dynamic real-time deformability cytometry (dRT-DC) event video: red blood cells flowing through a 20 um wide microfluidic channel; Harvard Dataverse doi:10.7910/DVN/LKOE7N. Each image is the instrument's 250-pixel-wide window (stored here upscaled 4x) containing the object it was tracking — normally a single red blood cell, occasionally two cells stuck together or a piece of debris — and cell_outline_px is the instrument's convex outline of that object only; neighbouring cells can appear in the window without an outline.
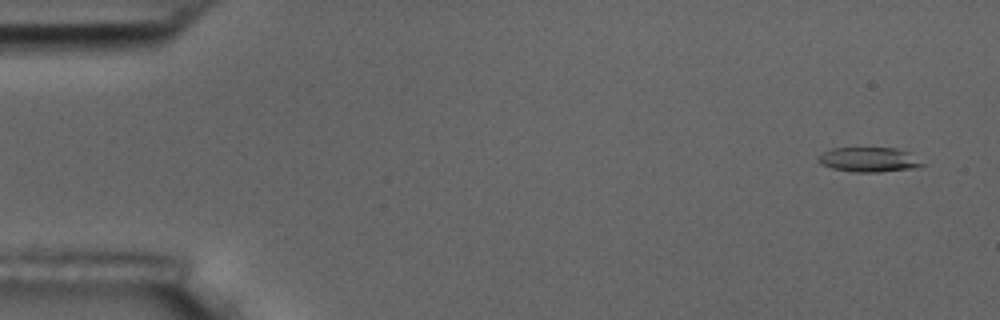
{"species": "common noctule bat (a hibernating species)", "species_latin": "Nyctalus noctula", "temperature_condition": "room temperature", "stored_images_in_passage": 8, "camera_frame_rate_fps": 3000, "um_per_image_px": 0.085, "animal": {"sex": "male", "body_mass_g": 17.5, "forearm_length_mm": 52.3}, "frame": {"image": 1, "passage_image": 1, "time_ms": 0.0, "image_size_px": [1000, 320], "cell_outline_px": [[928, 164], [912, 168], [880, 172], [856, 172], [832, 168], [820, 164], [816, 160], [816, 156], [832, 148], [896, 148], [908, 152]], "centroid_in_image_um": [73.85, 13.57], "position_along_channel_um": 11.2, "area_um2": 15.03}}
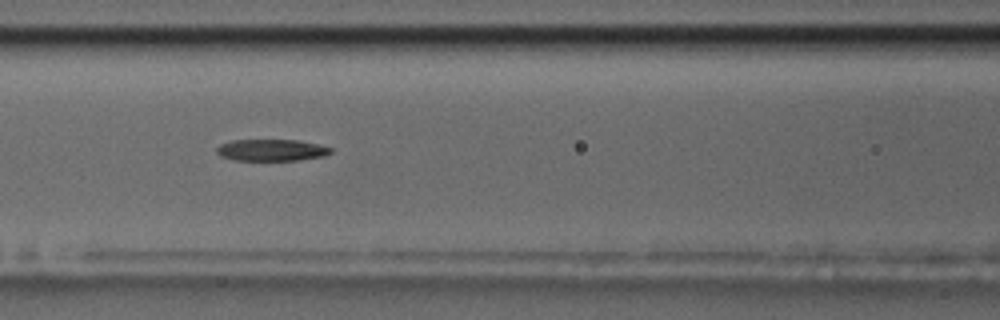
{"frame": {"image": 2, "passage_image": 7, "time_ms": 7.0, "image_size_px": [1000, 320], "cell_outline_px": [[332, 152], [324, 156], [296, 160], [236, 160], [220, 156], [216, 152], [216, 148], [220, 144], [232, 140], [300, 140], [332, 148]], "centroid_in_image_um": [23.05, 12.75], "position_along_channel_um": 143.5, "area_um2": 14.33}}
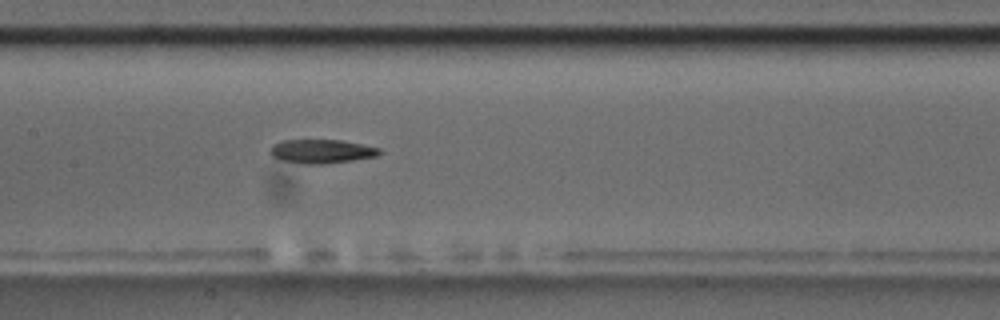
{"frame": {"image": 3, "passage_image": 8, "time_ms": 8.0, "image_size_px": [1000, 320], "cell_outline_px": [[384, 152], [376, 156], [352, 160], [324, 164], [304, 164], [280, 160], [272, 156], [268, 152], [268, 148], [272, 144], [280, 140], [340, 140], [380, 148]], "centroid_in_image_um": [27.27, 12.86], "position_along_channel_um": 180.1, "area_um2": 15.37}}